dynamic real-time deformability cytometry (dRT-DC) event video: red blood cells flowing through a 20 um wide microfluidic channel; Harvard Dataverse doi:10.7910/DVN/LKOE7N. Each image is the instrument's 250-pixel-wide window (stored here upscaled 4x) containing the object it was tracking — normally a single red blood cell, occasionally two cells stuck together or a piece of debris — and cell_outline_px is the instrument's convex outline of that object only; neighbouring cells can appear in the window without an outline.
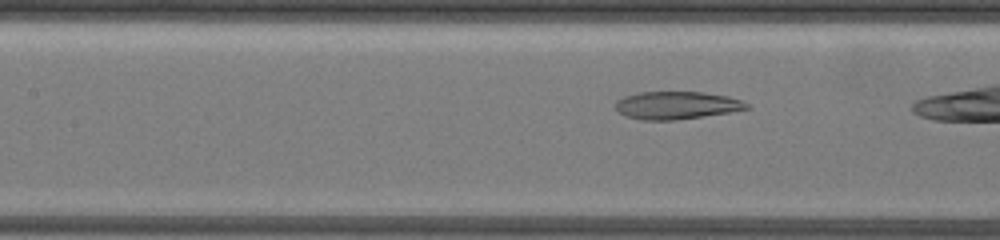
{"species": "common noctule bat (a hibernating species)", "species_latin": "Nyctalus noctula", "temperature_condition": "warm", "stored_images_in_passage": 17, "camera_frame_rate_fps": 3000, "um_per_image_px": 0.085, "animal": {"sex": "female", "body_mass_g": 19.5, "forearm_length_mm": 54.1}, "frame": {"image": 1, "passage_image": 10, "time_ms": 4.333, "image_size_px": [1000, 240], "cell_outline_px": [[752, 108], [732, 112], [676, 120], [640, 120], [624, 116], [616, 108], [616, 100], [624, 96], [640, 92], [704, 92], [728, 96], [740, 100], [748, 104]], "centroid_in_image_um": [57.52, 8.95], "position_along_channel_um": 149.9, "area_um2": 21.33}}